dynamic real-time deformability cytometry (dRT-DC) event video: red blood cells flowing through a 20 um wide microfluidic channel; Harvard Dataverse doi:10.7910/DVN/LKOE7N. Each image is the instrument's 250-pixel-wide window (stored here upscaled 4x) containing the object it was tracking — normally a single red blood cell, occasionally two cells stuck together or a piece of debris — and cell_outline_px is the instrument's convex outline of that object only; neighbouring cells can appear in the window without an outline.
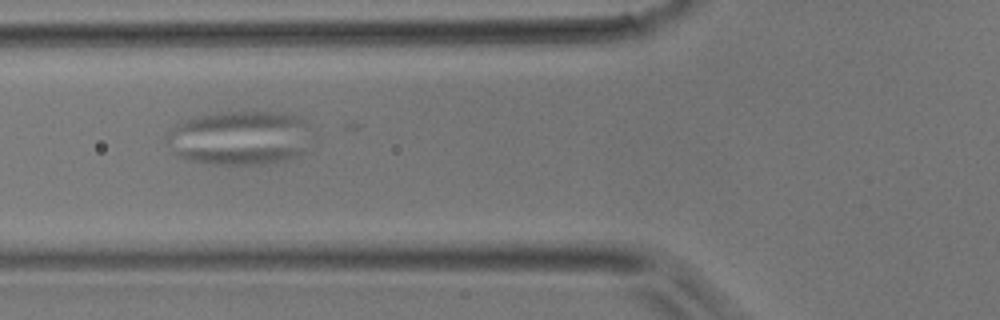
{"species": "common noctule bat (a hibernating species)", "species_latin": "Nyctalus noctula", "temperature_condition": "room temperature", "stored_images_in_passage": 41, "camera_frame_rate_fps": 3000, "um_per_image_px": 0.085, "animal": {"sex": "male", "body_mass_g": 17.9}, "frame": {"image": 1, "passage_image": 5, "time_ms": 1.333, "image_size_px": [1000, 320], "cell_outline_px": [[304, 152], [296, 156], [276, 164], [216, 164], [188, 160], [180, 156], [176, 152], [248, 148], [300, 148]], "centroid_in_image_um": [20.62, 13.24], "position_along_channel_um": 105.2, "area_um2": 11.5}}